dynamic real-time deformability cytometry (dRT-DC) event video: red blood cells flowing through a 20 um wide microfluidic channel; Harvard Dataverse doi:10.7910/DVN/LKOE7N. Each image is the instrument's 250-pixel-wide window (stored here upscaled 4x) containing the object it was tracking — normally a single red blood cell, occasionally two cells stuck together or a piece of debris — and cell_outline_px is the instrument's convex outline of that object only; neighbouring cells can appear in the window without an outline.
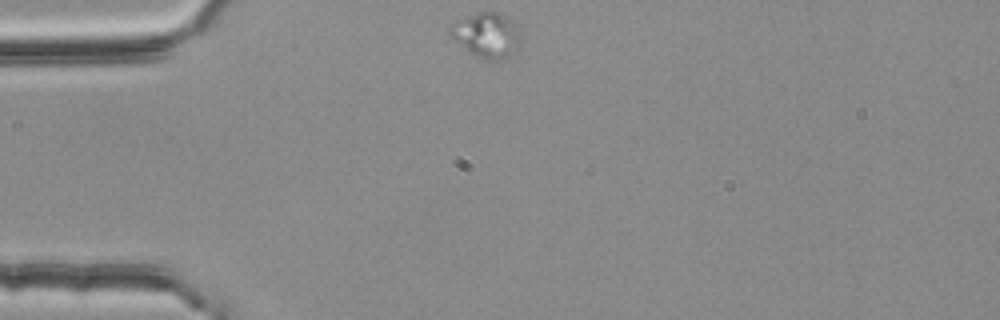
{"species": "common noctule bat (a hibernating species)", "species_latin": "Nyctalus noctula", "temperature_condition": "room temperature", "stored_images_in_passage": 17, "camera_frame_rate_fps": 3000, "um_per_image_px": 0.085, "animal": {"sex": "female", "body_mass_g": 25.1}, "frame": {"image": 1, "passage_image": 1, "time_ms": 0.0, "image_size_px": [1000, 320], "cell_outline_px": [[520, 48], [516, 52], [500, 64], [480, 60], [468, 52], [448, 32], [448, 28], [456, 20], [480, 12], [500, 12], [520, 28]], "centroid_in_image_um": [41.42, 3.07], "position_along_channel_um": 43.6, "area_um2": 19.25}}
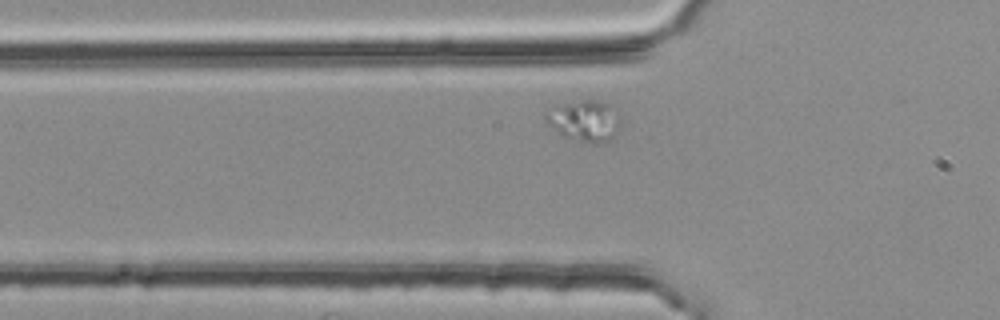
{"frame": {"image": 2, "passage_image": 6, "time_ms": 1.667, "image_size_px": [1000, 320], "cell_outline_px": [[616, 136], [608, 140], [596, 144], [564, 136], [548, 124], [544, 120], [544, 112], [560, 104], [584, 100], [600, 100], [608, 104], [616, 124]], "centroid_in_image_um": [49.57, 10.26], "position_along_channel_um": 76.2, "area_um2": 16.99}}
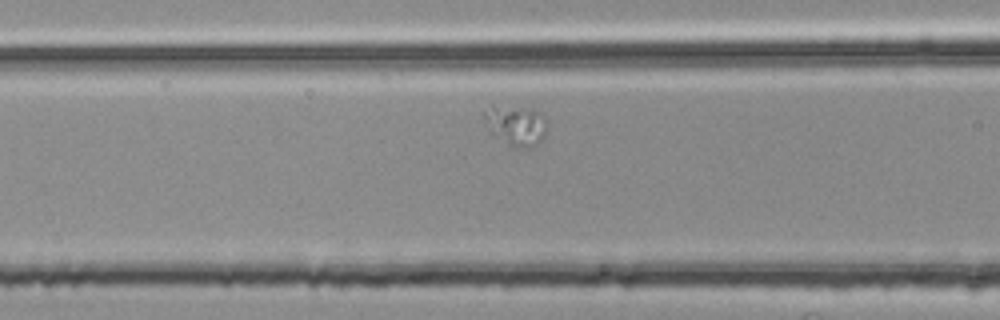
{"frame": {"image": 3, "passage_image": 10, "time_ms": 3.0, "image_size_px": [1000, 320], "cell_outline_px": [[548, 128], [544, 136], [532, 148], [524, 148], [508, 144], [488, 132], [480, 112], [492, 108], [536, 108], [544, 116], [548, 124]], "centroid_in_image_um": [43.87, 10.67], "position_along_channel_um": 122.7, "area_um2": 14.74}}